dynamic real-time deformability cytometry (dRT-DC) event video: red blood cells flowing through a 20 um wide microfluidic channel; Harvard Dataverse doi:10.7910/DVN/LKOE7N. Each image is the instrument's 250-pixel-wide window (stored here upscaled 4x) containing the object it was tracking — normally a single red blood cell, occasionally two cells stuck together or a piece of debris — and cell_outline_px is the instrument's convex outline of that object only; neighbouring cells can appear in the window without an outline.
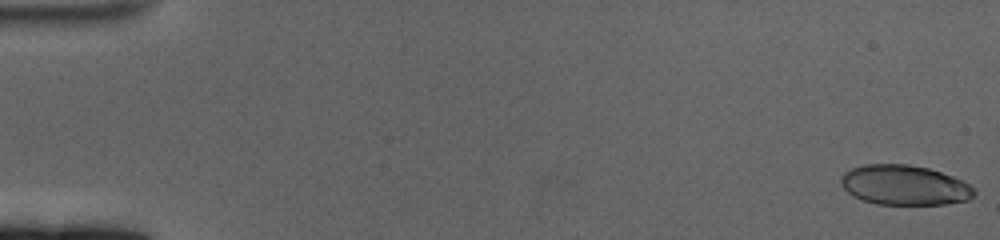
{"species": "human", "species_latin": "Homo sapiens", "temperature_condition": "cold", "stored_images_in_passage": 61, "camera_frame_rate_fps": 3000, "um_per_image_px": 0.085, "donor": {"sex": "female"}, "frame": {"image": 1, "passage_image": 1, "time_ms": 0.0, "image_size_px": [1000, 240], "cell_outline_px": [[976, 192], [968, 200], [944, 204], [876, 204], [852, 196], [840, 184], [840, 176], [844, 172], [852, 168], [864, 164], [908, 164], [928, 168], [952, 176], [976, 188]], "centroid_in_image_um": [76.85, 15.73], "position_along_channel_um": 8.1, "area_um2": 30.98}}
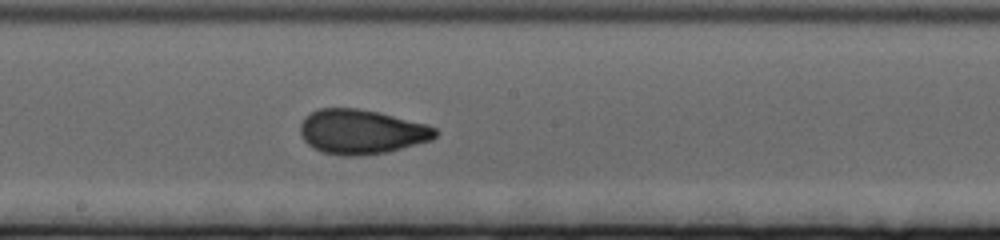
{"frame": {"image": 2, "passage_image": 34, "time_ms": 11.0, "image_size_px": [1000, 240], "cell_outline_px": [[440, 132], [432, 140], [388, 152], [360, 156], [344, 156], [320, 152], [312, 148], [304, 140], [300, 132], [300, 124], [304, 116], [316, 108], [356, 108], [380, 112], [428, 124], [436, 128]], "centroid_in_image_um": [30.73, 11.2], "position_along_channel_um": 217.5, "area_um2": 35.66}}
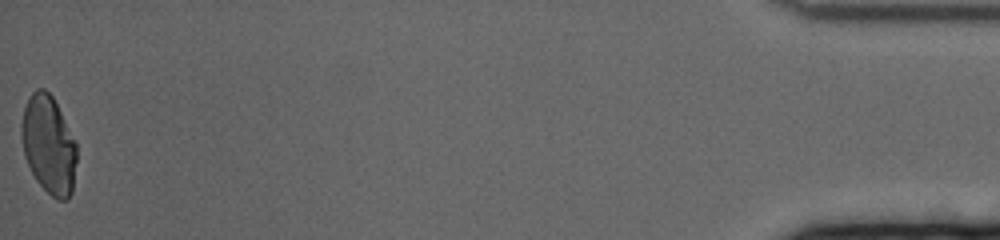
{"frame": {"image": 3, "passage_image": 61, "time_ms": 20.0, "image_size_px": [1000, 240], "cell_outline_px": [[76, 160], [72, 192], [68, 200], [56, 200], [36, 180], [24, 156], [20, 136], [20, 124], [24, 108], [28, 96], [36, 88], [44, 88], [52, 96], [76, 140]], "centroid_in_image_um": [4.12, 12.29], "position_along_channel_um": 431.1, "area_um2": 31.85}, "authors_computed_cell_mechanics": {"area_um2": 33.1194, "velocity_mm_per_s": 3.3712, "shape_relaxation_time_tau1_ms": 6.2192, "shape_relaxation_time_tau2_ms": 1.0825, "deformation_change_tau1": 0.1874, "deformation_change_tau2": 0.0588}}